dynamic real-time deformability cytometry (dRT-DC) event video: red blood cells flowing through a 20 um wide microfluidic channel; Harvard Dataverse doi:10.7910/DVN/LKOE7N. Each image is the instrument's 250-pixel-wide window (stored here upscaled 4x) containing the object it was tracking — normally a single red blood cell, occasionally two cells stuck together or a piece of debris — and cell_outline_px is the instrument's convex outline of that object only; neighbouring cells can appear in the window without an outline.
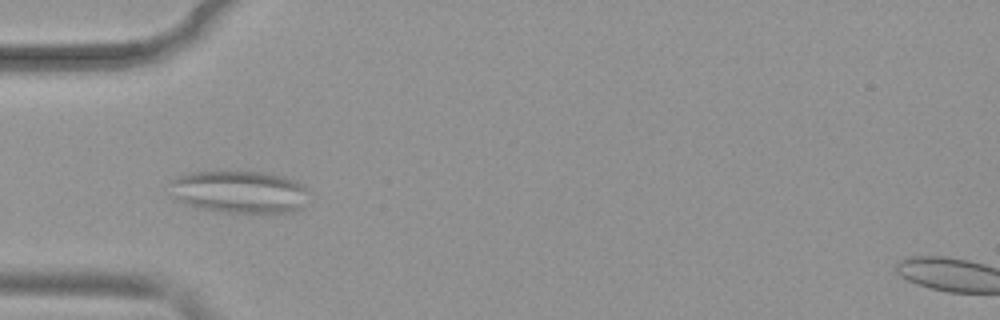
{"species": "common noctule bat (a hibernating species)", "species_latin": "Nyctalus noctula", "temperature_condition": "warm", "stored_images_in_passage": 53, "camera_frame_rate_fps": 3000, "um_per_image_px": 0.085, "animal": {"sex": "female", "body_mass_g": 19.9}, "frame": {"image": 1, "passage_image": 17, "time_ms": 5.333, "image_size_px": [1000, 320], "cell_outline_px": [[308, 192], [304, 208], [292, 212], [220, 212], [196, 208], [184, 204], [168, 196], [172, 180], [180, 176], [192, 172], [264, 172], [284, 176], [308, 188]], "centroid_in_image_um": [20.32, 16.33], "position_along_channel_um": 64.7, "area_um2": 34.68}}
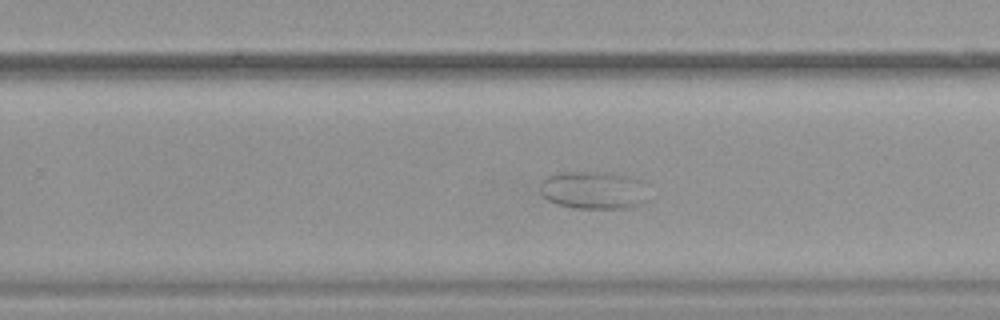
{"frame": {"image": 2, "passage_image": 34, "time_ms": 11.0, "image_size_px": [1000, 320], "cell_outline_px": [[644, 200], [640, 204], [624, 208], [572, 208], [556, 204], [548, 200], [540, 192], [540, 184], [548, 176], [564, 172], [604, 172], [624, 176], [628, 180]], "centroid_in_image_um": [50.17, 16.19], "position_along_channel_um": 279.6, "area_um2": 22.14}}
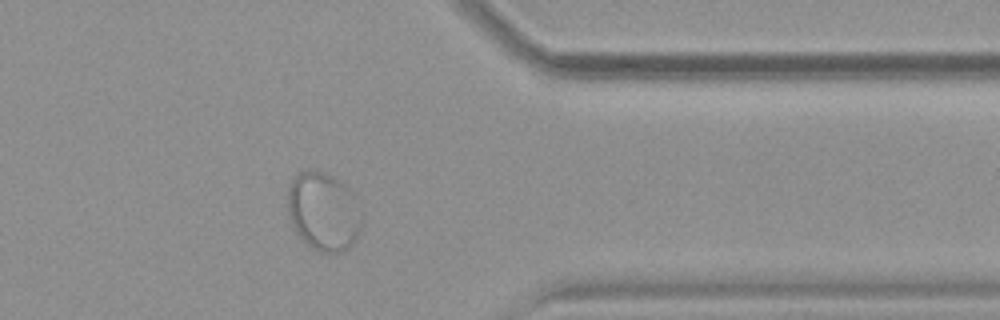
{"frame": {"image": 3, "passage_image": 43, "time_ms": 14.0, "image_size_px": [1000, 320], "cell_outline_px": [[364, 224], [356, 240], [344, 252], [320, 252], [304, 244], [300, 240], [288, 216], [288, 188], [296, 176], [300, 172], [324, 172], [332, 176], [344, 184], [356, 196], [360, 204]], "centroid_in_image_um": [27.55, 18.04], "position_along_channel_um": 383.9, "area_um2": 34.39}}